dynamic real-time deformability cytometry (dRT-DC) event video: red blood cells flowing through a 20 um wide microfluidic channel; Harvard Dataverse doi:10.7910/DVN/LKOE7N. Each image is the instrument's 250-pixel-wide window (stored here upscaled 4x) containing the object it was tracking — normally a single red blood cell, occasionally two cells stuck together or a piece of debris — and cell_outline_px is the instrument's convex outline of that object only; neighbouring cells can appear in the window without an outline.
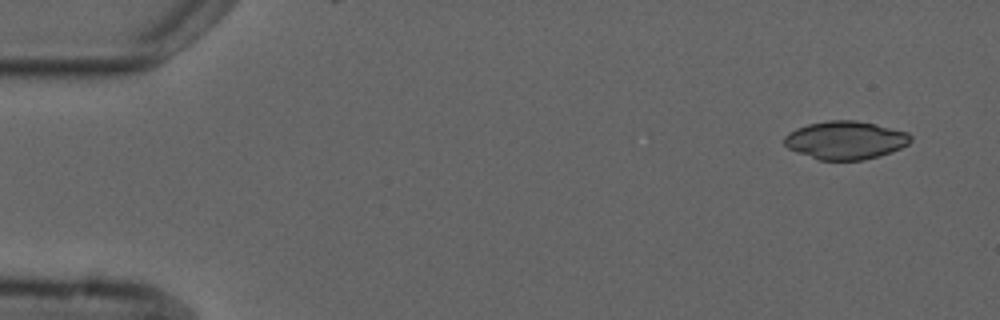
{"species": "common noctule bat (a hibernating species)", "species_latin": "Nyctalus noctula", "temperature_condition": "cold", "stored_images_in_passage": 7, "camera_frame_rate_fps": 3000, "um_per_image_px": 0.085, "animal": {"sex": "male", "forearm_length_mm": 52.5}, "frame": {"image": 1, "passage_image": 1, "time_ms": 0.0, "image_size_px": [1000, 320], "cell_outline_px": [[912, 140], [908, 144], [892, 152], [864, 160], [820, 160], [796, 152], [788, 148], [784, 144], [784, 136], [788, 132], [796, 128], [808, 124], [828, 120], [856, 120], [876, 124], [908, 132], [912, 136]], "centroid_in_image_um": [71.86, 11.91], "position_along_channel_um": 13.1, "area_um2": 28.26}}